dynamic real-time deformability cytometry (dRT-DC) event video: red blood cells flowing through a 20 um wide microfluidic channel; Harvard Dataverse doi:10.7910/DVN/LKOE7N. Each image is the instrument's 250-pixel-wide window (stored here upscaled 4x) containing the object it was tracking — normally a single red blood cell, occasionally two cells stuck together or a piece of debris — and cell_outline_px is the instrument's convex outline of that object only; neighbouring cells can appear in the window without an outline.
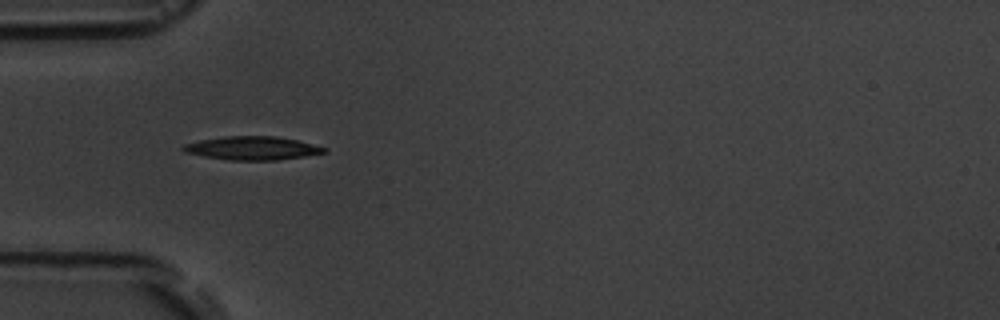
{"species": "common noctule bat (a hibernating species)", "species_latin": "Nyctalus noctula", "temperature_condition": "room temperature", "stored_images_in_passage": 2, "camera_frame_rate_fps": 3000, "um_per_image_px": 0.085, "animal": {"sex": "male", "body_mass_g": 19.5, "forearm_length_mm": 54.6}, "frame": {"image": 1, "passage_image": 1, "time_ms": 0.0, "image_size_px": [1000, 320], "cell_outline_px": [[328, 152], [304, 156], [276, 160], [228, 160], [204, 156], [184, 152], [180, 148], [184, 144], [200, 140], [224, 136], [276, 136], [296, 140], [328, 148]], "centroid_in_image_um": [21.43, 12.59], "position_along_channel_um": 63.6, "area_um2": 19.25}}
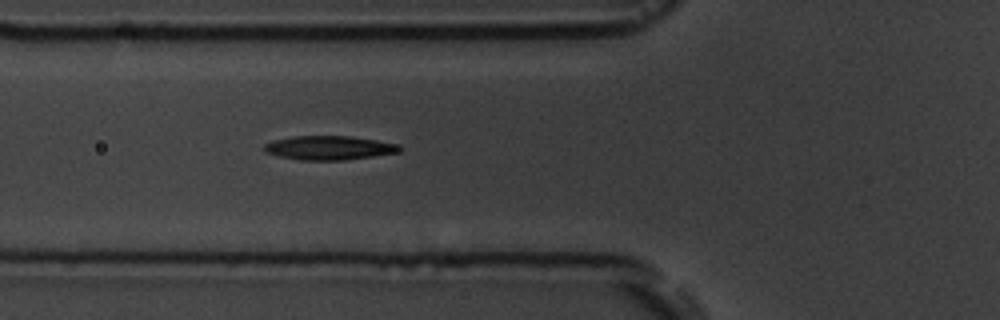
{"frame": {"image": 2, "passage_image": 2, "time_ms": 1.0, "image_size_px": [1000, 320], "cell_outline_px": [[404, 148], [400, 152], [344, 160], [300, 160], [280, 156], [264, 152], [264, 144], [272, 140], [292, 136], [348, 136], [376, 140], [396, 144]], "centroid_in_image_um": [27.95, 12.56], "position_along_channel_um": 97.8, "area_um2": 18.9}}